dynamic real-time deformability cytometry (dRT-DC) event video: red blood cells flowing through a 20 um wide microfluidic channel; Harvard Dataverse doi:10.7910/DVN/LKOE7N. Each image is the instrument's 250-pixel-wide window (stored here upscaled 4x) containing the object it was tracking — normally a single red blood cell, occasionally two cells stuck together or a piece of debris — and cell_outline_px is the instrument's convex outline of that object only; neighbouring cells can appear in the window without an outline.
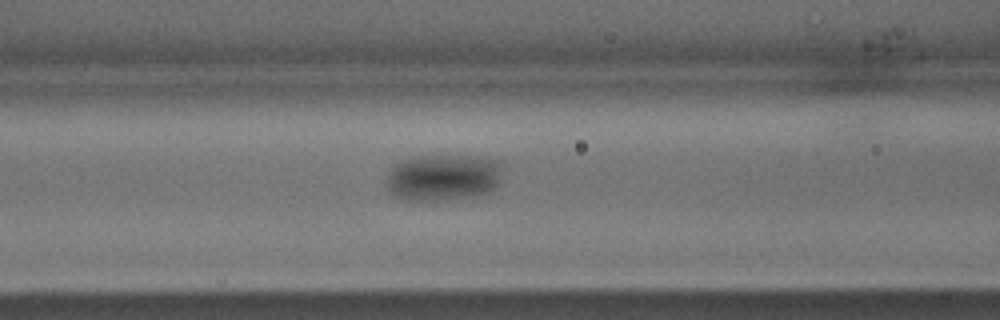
{"species": "common noctule bat (a hibernating species)", "species_latin": "Nyctalus noctula", "temperature_condition": "warm", "stored_images_in_passage": 24, "camera_frame_rate_fps": 3000, "um_per_image_px": 0.085, "animal": {"sex": "male", "body_mass_g": 15.6}, "frame": {"image": 1, "passage_image": 5, "time_ms": 1.333, "image_size_px": [1000, 320], "cell_outline_px": [[500, 168], [496, 184], [488, 192], [476, 196], [436, 200], [404, 200], [388, 192], [388, 172], [396, 164], [408, 160], [496, 160]], "centroid_in_image_um": [37.58, 15.21], "position_along_channel_um": 129.0, "area_um2": 28.67}}
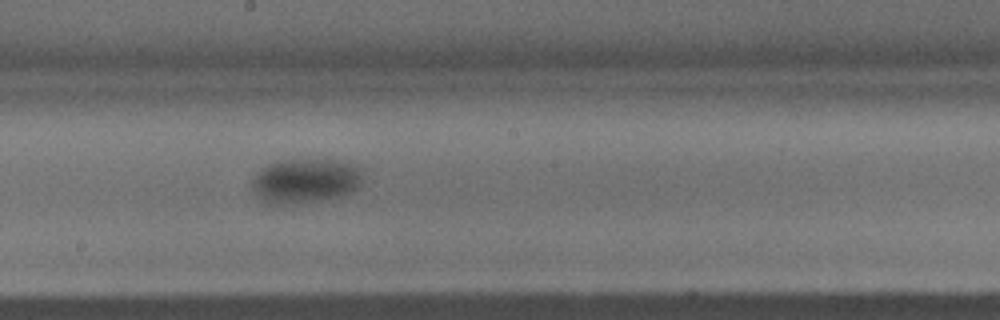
{"frame": {"image": 2, "passage_image": 10, "time_ms": 3.0, "image_size_px": [1000, 320], "cell_outline_px": [[360, 188], [340, 196], [312, 200], [280, 204], [272, 204], [264, 200], [252, 188], [252, 180], [256, 172], [268, 164], [288, 160], [328, 160], [360, 168]], "centroid_in_image_um": [25.92, 15.37], "position_along_channel_um": 222.3, "area_um2": 27.57}}
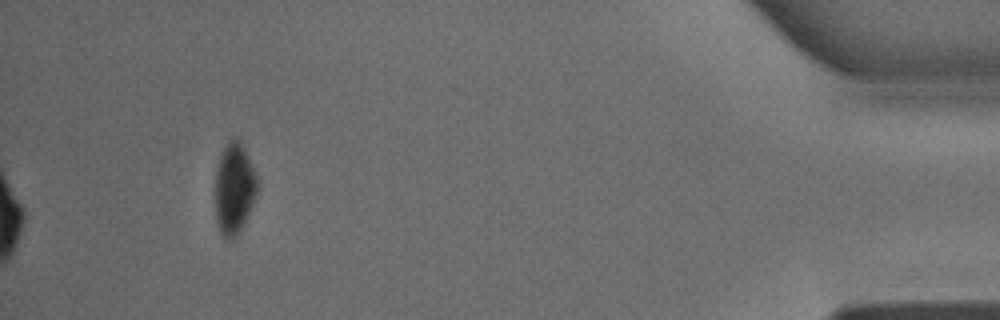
{"frame": {"image": 3, "passage_image": 24, "time_ms": 7.667, "image_size_px": [1000, 320], "cell_outline_px": [[256, 196], [244, 224], [240, 232], [232, 240], [224, 240], [220, 232], [216, 220], [216, 168], [220, 156], [228, 140], [232, 136], [236, 136], [240, 140], [244, 148], [256, 176]], "centroid_in_image_um": [19.89, 16.05], "position_along_channel_um": 415.3, "area_um2": 22.31}}